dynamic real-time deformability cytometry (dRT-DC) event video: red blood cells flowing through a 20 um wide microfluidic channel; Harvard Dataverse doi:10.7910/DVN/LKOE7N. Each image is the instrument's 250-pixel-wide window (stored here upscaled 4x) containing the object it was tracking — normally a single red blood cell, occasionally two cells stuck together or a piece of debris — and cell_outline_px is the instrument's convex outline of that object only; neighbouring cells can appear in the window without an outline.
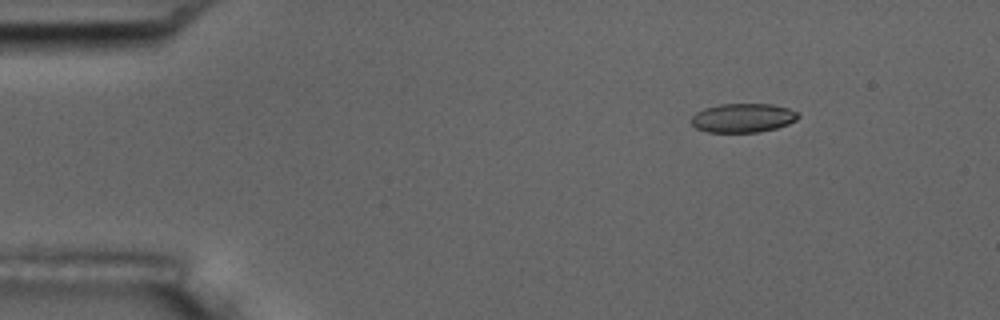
{"species": "common noctule bat (a hibernating species)", "species_latin": "Nyctalus noctula", "temperature_condition": "room temperature", "stored_images_in_passage": 5, "camera_frame_rate_fps": 3000, "um_per_image_px": 0.085, "animal": {"sex": "male", "body_mass_g": 17.5, "forearm_length_mm": 52.3}, "frame": {"image": 1, "passage_image": 3, "time_ms": 2.333, "image_size_px": [1000, 320], "cell_outline_px": [[800, 116], [796, 120], [788, 124], [776, 128], [760, 132], [708, 132], [696, 128], [692, 124], [692, 116], [696, 112], [704, 108], [720, 104], [772, 104], [788, 108], [796, 112]], "centroid_in_image_um": [63.15, 10.02], "position_along_channel_um": 21.9, "area_um2": 18.03}}
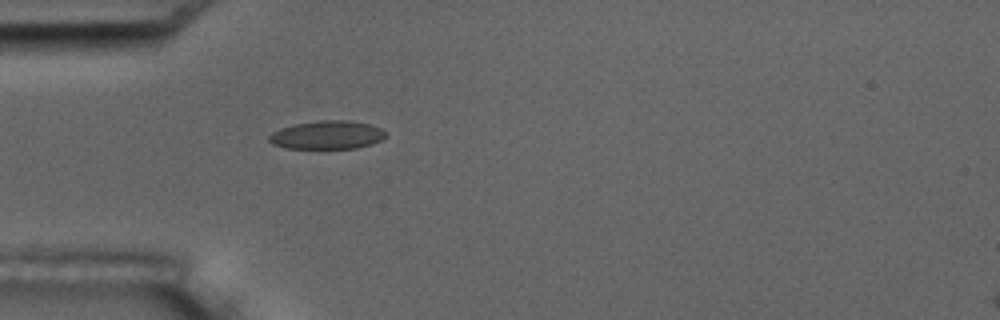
{"frame": {"image": 2, "passage_image": 5, "time_ms": 5.333, "image_size_px": [1000, 320], "cell_outline_px": [[384, 136], [380, 140], [372, 144], [356, 148], [284, 148], [272, 144], [268, 140], [268, 136], [272, 132], [280, 128], [296, 124], [320, 120], [348, 120], [368, 124], [380, 128], [384, 132]], "centroid_in_image_um": [27.75, 11.47], "position_along_channel_um": 57.2, "area_um2": 19.13}}